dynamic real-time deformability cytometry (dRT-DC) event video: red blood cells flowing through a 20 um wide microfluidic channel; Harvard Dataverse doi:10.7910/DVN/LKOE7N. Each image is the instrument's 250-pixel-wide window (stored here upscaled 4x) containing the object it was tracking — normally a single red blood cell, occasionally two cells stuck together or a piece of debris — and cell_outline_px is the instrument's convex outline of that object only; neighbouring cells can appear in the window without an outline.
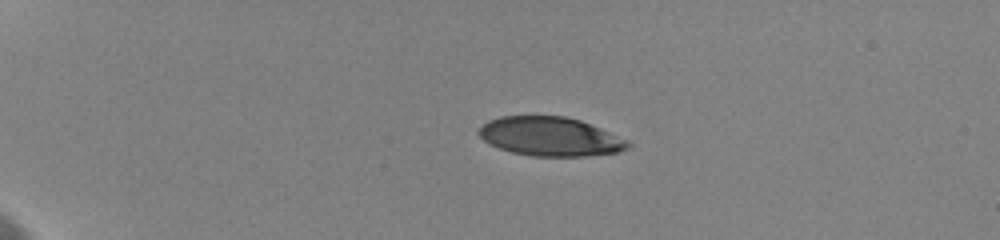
{"species": "human", "species_latin": "Homo sapiens", "temperature_condition": "cold", "stored_images_in_passage": 55, "camera_frame_rate_fps": 3000, "um_per_image_px": 0.085, "donor": {"sex": "female"}, "frame": {"image": 1, "passage_image": 3, "time_ms": 1.333, "image_size_px": [1000, 240], "cell_outline_px": [[632, 144], [628, 148], [616, 152], [584, 156], [532, 156], [512, 152], [500, 148], [484, 140], [476, 132], [488, 120], [500, 116], [564, 116], [580, 120], [600, 128], [628, 140]], "centroid_in_image_um": [46.77, 11.6], "position_along_channel_um": 38.2, "area_um2": 33.64}}
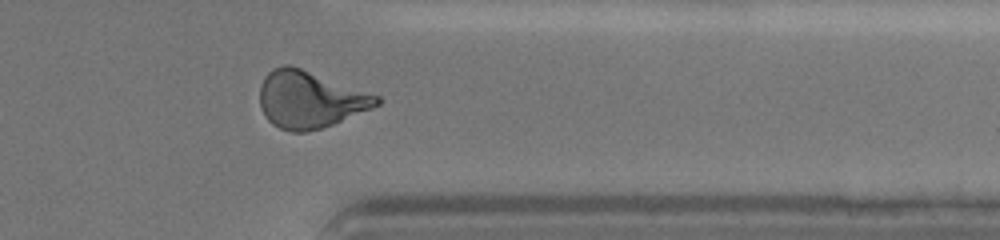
{"frame": {"image": 2, "passage_image": 43, "time_ms": 13.0, "image_size_px": [1000, 240], "cell_outline_px": [[384, 100], [380, 104], [372, 108], [332, 124], [320, 128], [304, 132], [292, 132], [280, 128], [272, 124], [268, 120], [260, 104], [260, 88], [264, 76], [272, 68], [284, 64], [288, 64], [300, 68], [380, 96]], "centroid_in_image_um": [26.34, 8.45], "position_along_channel_um": 385.1, "area_um2": 38.49}, "authors_computed_cell_mechanics": {"area_um2": 37.3388, "velocity_mm_per_s": 3.6275, "shape_relaxation_time_tau1_ms": 4.2055, "shape_relaxation_time_tau2_ms": 1.5185, "deformation_change_tau1": 0.1767, "deformation_change_tau2": 0.0803}}